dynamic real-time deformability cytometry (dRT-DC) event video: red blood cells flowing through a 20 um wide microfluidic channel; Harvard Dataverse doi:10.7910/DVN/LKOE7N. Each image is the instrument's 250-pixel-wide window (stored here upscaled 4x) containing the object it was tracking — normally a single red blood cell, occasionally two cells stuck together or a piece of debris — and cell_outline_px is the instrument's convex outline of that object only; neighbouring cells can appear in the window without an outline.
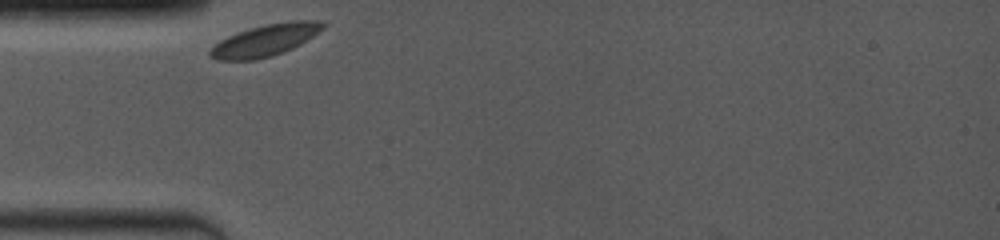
{"species": "common noctule bat (a hibernating species)", "species_latin": "Nyctalus noctula", "temperature_condition": "room temperature", "stored_images_in_passage": 8, "camera_frame_rate_fps": 4000, "um_per_image_px": 0.085, "animal": {"sex": "female", "body_mass_g": 19.0, "forearm_length_mm": 53.3}, "frame": {"image": 1, "passage_image": 1, "time_ms": 0.0, "image_size_px": [1000, 240], "cell_outline_px": [[328, 24], [324, 28], [300, 44], [292, 48], [272, 56], [252, 60], [216, 60], [208, 56], [208, 52], [220, 40], [228, 36], [264, 24], [288, 20], [324, 20]], "centroid_in_image_um": [22.58, 3.4], "position_along_channel_um": 62.4, "area_um2": 20.87}}
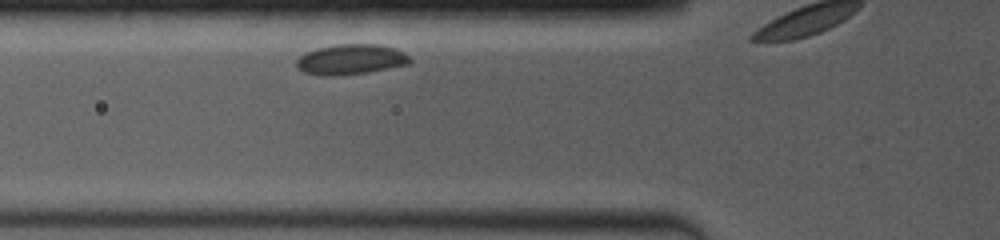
{"frame": {"image": 2, "passage_image": 4, "time_ms": 1.0, "image_size_px": [1000, 240], "cell_outline_px": [[412, 60], [408, 64], [368, 72], [332, 76], [320, 76], [304, 72], [296, 68], [296, 60], [304, 52], [316, 48], [340, 44], [380, 44], [396, 48], [404, 52]], "centroid_in_image_um": [29.79, 5.05], "position_along_channel_um": 96.0, "area_um2": 20.17}}